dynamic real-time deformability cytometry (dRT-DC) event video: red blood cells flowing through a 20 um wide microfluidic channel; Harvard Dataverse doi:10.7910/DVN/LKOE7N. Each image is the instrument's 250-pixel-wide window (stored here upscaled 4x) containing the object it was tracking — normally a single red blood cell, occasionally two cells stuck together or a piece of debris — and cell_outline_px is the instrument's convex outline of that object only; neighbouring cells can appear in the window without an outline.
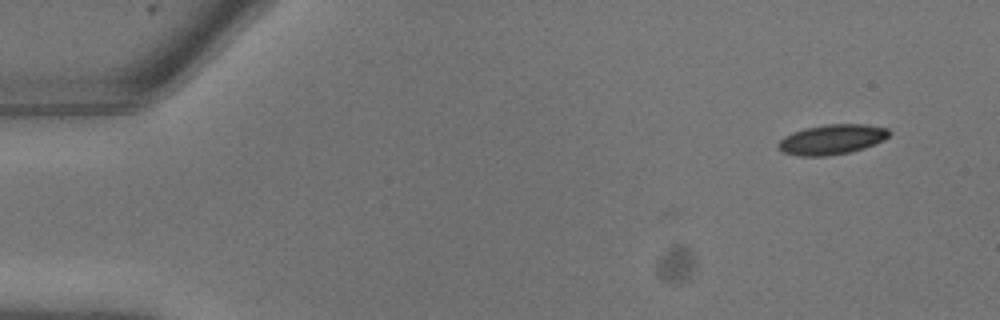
{"species": "common noctule bat (a hibernating species)", "species_latin": "Nyctalus noctula", "temperature_condition": "warm", "stored_images_in_passage": 4, "camera_frame_rate_fps": 3000, "um_per_image_px": 0.085, "animal": {"sex": "male", "body_mass_g": 13.3}, "frame": {"image": 1, "passage_image": 4, "time_ms": 1.0, "image_size_px": [1000, 320], "cell_outline_px": [[892, 132], [884, 140], [864, 148], [848, 152], [824, 156], [796, 156], [780, 152], [776, 144], [784, 136], [792, 132], [804, 128], [828, 124], [864, 124], [888, 128]], "centroid_in_image_um": [70.67, 11.85], "position_along_channel_um": 14.3, "area_um2": 19.54}}